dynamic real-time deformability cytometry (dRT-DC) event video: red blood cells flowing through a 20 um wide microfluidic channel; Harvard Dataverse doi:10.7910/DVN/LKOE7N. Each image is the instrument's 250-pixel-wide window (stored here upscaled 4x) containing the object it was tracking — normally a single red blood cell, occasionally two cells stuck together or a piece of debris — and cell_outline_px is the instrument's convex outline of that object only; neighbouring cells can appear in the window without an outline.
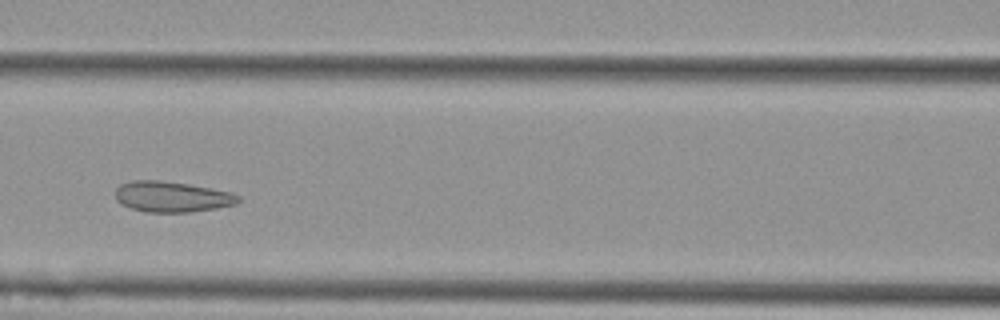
{"species": "Egyptian fruit bat (a non-hibernating species)", "species_latin": "Rousettus aegyptiacus", "temperature_condition": "cold", "stored_images_in_passage": 6, "camera_frame_rate_fps": 3000, "um_per_image_px": 0.085, "animal": {"sex": "female"}, "frame": {"image": 1, "passage_image": 4, "time_ms": 1.0, "image_size_px": [1000, 320], "cell_outline_px": [[240, 200], [236, 204], [216, 208], [188, 212], [148, 212], [132, 208], [116, 200], [116, 188], [120, 184], [132, 180], [160, 180], [188, 184], [212, 188], [228, 192], [240, 196]], "centroid_in_image_um": [14.61, 16.71], "position_along_channel_um": 152.0, "area_um2": 21.79}}
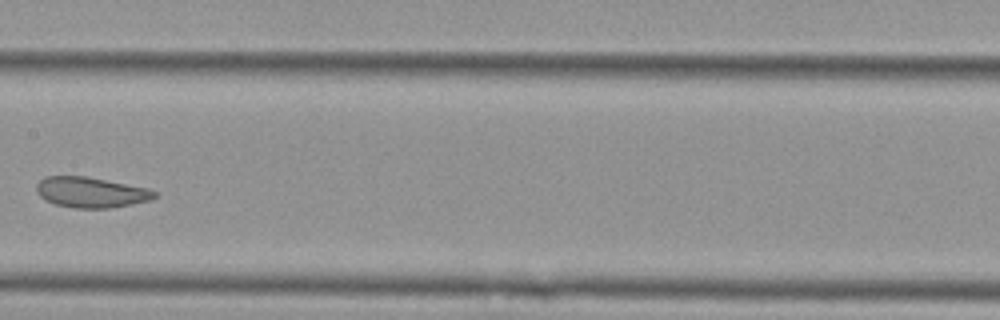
{"frame": {"image": 2, "passage_image": 5, "time_ms": 1.333, "image_size_px": [1000, 320], "cell_outline_px": [[156, 196], [152, 200], [132, 204], [108, 208], [72, 208], [56, 204], [44, 200], [36, 192], [36, 184], [44, 176], [84, 176], [148, 188], [156, 192]], "centroid_in_image_um": [7.7, 16.35], "position_along_channel_um": 199.7, "area_um2": 20.98}}
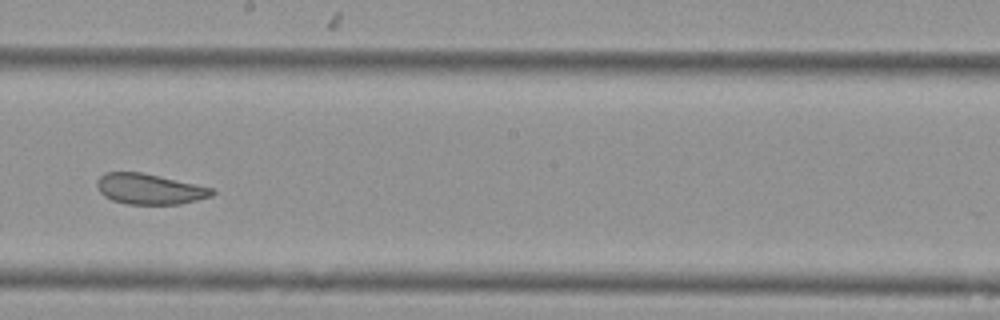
{"frame": {"image": 3, "passage_image": 6, "time_ms": 1.667, "image_size_px": [1000, 320], "cell_outline_px": [[216, 192], [212, 196], [180, 204], [128, 204], [112, 200], [104, 196], [100, 192], [96, 184], [96, 180], [104, 172], [140, 172], [212, 188]], "centroid_in_image_um": [12.67, 16.07], "position_along_channel_um": 235.5, "area_um2": 20.29}}